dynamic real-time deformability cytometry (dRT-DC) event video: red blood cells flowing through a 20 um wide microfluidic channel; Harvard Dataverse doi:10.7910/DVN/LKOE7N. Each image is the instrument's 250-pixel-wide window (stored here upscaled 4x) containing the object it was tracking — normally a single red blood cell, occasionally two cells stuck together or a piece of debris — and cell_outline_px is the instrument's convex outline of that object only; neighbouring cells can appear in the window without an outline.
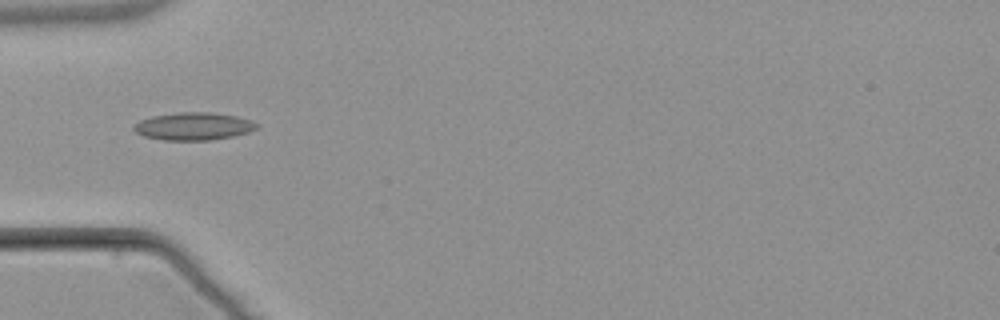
{"species": "common noctule bat (a hibernating species)", "species_latin": "Nyctalus noctula", "temperature_condition": "warm", "stored_images_in_passage": 7, "camera_frame_rate_fps": 3000, "um_per_image_px": 0.085, "animal": {"sex": "male", "body_mass_g": 21.5, "forearm_length_mm": 52.0}, "frame": {"image": 1, "passage_image": 5, "time_ms": 5.667, "image_size_px": [1000, 320], "cell_outline_px": [[260, 128], [248, 132], [232, 136], [212, 140], [164, 140], [144, 136], [136, 132], [132, 128], [132, 124], [140, 120], [152, 116], [176, 112], [212, 112], [236, 116], [252, 120], [260, 124]], "centroid_in_image_um": [16.47, 10.72], "position_along_channel_um": 68.5, "area_um2": 20.06}}
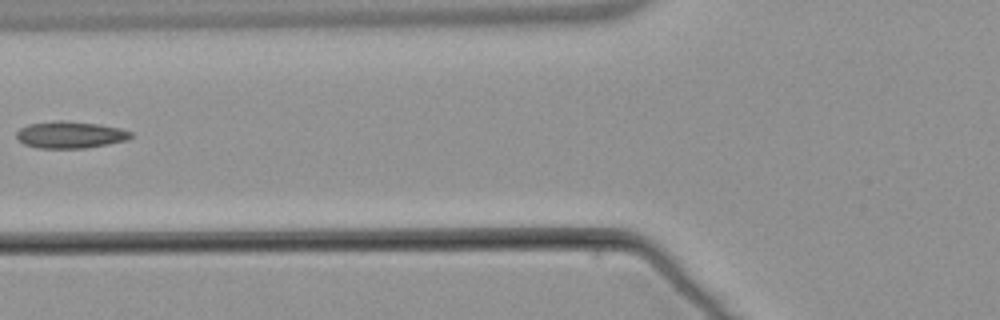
{"frame": {"image": 2, "passage_image": 6, "time_ms": 7.0, "image_size_px": [1000, 320], "cell_outline_px": [[132, 136], [128, 140], [108, 144], [84, 148], [36, 148], [24, 144], [16, 136], [16, 132], [20, 128], [28, 124], [56, 120], [64, 120], [100, 124], [120, 128], [132, 132]], "centroid_in_image_um": [5.97, 11.45], "position_along_channel_um": 119.8, "area_um2": 18.03}}